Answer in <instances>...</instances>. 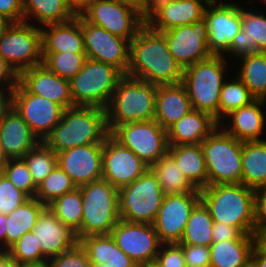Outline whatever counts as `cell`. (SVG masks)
Instances as JSON below:
<instances>
[{
  "label": "cell",
  "mask_w": 266,
  "mask_h": 267,
  "mask_svg": "<svg viewBox=\"0 0 266 267\" xmlns=\"http://www.w3.org/2000/svg\"><path fill=\"white\" fill-rule=\"evenodd\" d=\"M126 75L156 85L177 84L183 69L170 53L165 35L143 25L130 41Z\"/></svg>",
  "instance_id": "cell-1"
},
{
  "label": "cell",
  "mask_w": 266,
  "mask_h": 267,
  "mask_svg": "<svg viewBox=\"0 0 266 267\" xmlns=\"http://www.w3.org/2000/svg\"><path fill=\"white\" fill-rule=\"evenodd\" d=\"M200 196L213 221L254 234V189L242 183L216 184L201 189Z\"/></svg>",
  "instance_id": "cell-2"
},
{
  "label": "cell",
  "mask_w": 266,
  "mask_h": 267,
  "mask_svg": "<svg viewBox=\"0 0 266 267\" xmlns=\"http://www.w3.org/2000/svg\"><path fill=\"white\" fill-rule=\"evenodd\" d=\"M106 109L75 106L67 108L45 143L56 153L92 143H103L109 135Z\"/></svg>",
  "instance_id": "cell-3"
},
{
  "label": "cell",
  "mask_w": 266,
  "mask_h": 267,
  "mask_svg": "<svg viewBox=\"0 0 266 267\" xmlns=\"http://www.w3.org/2000/svg\"><path fill=\"white\" fill-rule=\"evenodd\" d=\"M228 62L223 55H211L183 69L181 83L186 88L192 108L210 114L218 123L221 89L231 74Z\"/></svg>",
  "instance_id": "cell-4"
},
{
  "label": "cell",
  "mask_w": 266,
  "mask_h": 267,
  "mask_svg": "<svg viewBox=\"0 0 266 267\" xmlns=\"http://www.w3.org/2000/svg\"><path fill=\"white\" fill-rule=\"evenodd\" d=\"M158 85L124 75L118 82L106 108L107 128L154 120Z\"/></svg>",
  "instance_id": "cell-5"
},
{
  "label": "cell",
  "mask_w": 266,
  "mask_h": 267,
  "mask_svg": "<svg viewBox=\"0 0 266 267\" xmlns=\"http://www.w3.org/2000/svg\"><path fill=\"white\" fill-rule=\"evenodd\" d=\"M82 194V223L75 232L78 241L89 235L110 234L121 220L119 189L100 179L80 186Z\"/></svg>",
  "instance_id": "cell-6"
},
{
  "label": "cell",
  "mask_w": 266,
  "mask_h": 267,
  "mask_svg": "<svg viewBox=\"0 0 266 267\" xmlns=\"http://www.w3.org/2000/svg\"><path fill=\"white\" fill-rule=\"evenodd\" d=\"M123 76L116 67L87 58L82 69L70 80L74 106L106 109Z\"/></svg>",
  "instance_id": "cell-7"
},
{
  "label": "cell",
  "mask_w": 266,
  "mask_h": 267,
  "mask_svg": "<svg viewBox=\"0 0 266 267\" xmlns=\"http://www.w3.org/2000/svg\"><path fill=\"white\" fill-rule=\"evenodd\" d=\"M208 175V186L241 183L243 141L218 126L201 143Z\"/></svg>",
  "instance_id": "cell-8"
},
{
  "label": "cell",
  "mask_w": 266,
  "mask_h": 267,
  "mask_svg": "<svg viewBox=\"0 0 266 267\" xmlns=\"http://www.w3.org/2000/svg\"><path fill=\"white\" fill-rule=\"evenodd\" d=\"M165 194L149 168L134 182L119 189V216L130 223L153 224Z\"/></svg>",
  "instance_id": "cell-9"
},
{
  "label": "cell",
  "mask_w": 266,
  "mask_h": 267,
  "mask_svg": "<svg viewBox=\"0 0 266 267\" xmlns=\"http://www.w3.org/2000/svg\"><path fill=\"white\" fill-rule=\"evenodd\" d=\"M0 57L19 75L42 64L41 28L27 22L9 23L0 35Z\"/></svg>",
  "instance_id": "cell-10"
},
{
  "label": "cell",
  "mask_w": 266,
  "mask_h": 267,
  "mask_svg": "<svg viewBox=\"0 0 266 267\" xmlns=\"http://www.w3.org/2000/svg\"><path fill=\"white\" fill-rule=\"evenodd\" d=\"M110 134L149 167L168 153L167 130L156 120L118 125Z\"/></svg>",
  "instance_id": "cell-11"
},
{
  "label": "cell",
  "mask_w": 266,
  "mask_h": 267,
  "mask_svg": "<svg viewBox=\"0 0 266 267\" xmlns=\"http://www.w3.org/2000/svg\"><path fill=\"white\" fill-rule=\"evenodd\" d=\"M13 108L41 142L61 121L65 110L47 98L29 93L19 82L13 89Z\"/></svg>",
  "instance_id": "cell-12"
},
{
  "label": "cell",
  "mask_w": 266,
  "mask_h": 267,
  "mask_svg": "<svg viewBox=\"0 0 266 267\" xmlns=\"http://www.w3.org/2000/svg\"><path fill=\"white\" fill-rule=\"evenodd\" d=\"M82 34L86 58L112 65L124 75L129 67L130 41L87 22L82 17Z\"/></svg>",
  "instance_id": "cell-13"
},
{
  "label": "cell",
  "mask_w": 266,
  "mask_h": 267,
  "mask_svg": "<svg viewBox=\"0 0 266 267\" xmlns=\"http://www.w3.org/2000/svg\"><path fill=\"white\" fill-rule=\"evenodd\" d=\"M80 15L87 22L129 41L144 25L139 13L116 0H95Z\"/></svg>",
  "instance_id": "cell-14"
},
{
  "label": "cell",
  "mask_w": 266,
  "mask_h": 267,
  "mask_svg": "<svg viewBox=\"0 0 266 267\" xmlns=\"http://www.w3.org/2000/svg\"><path fill=\"white\" fill-rule=\"evenodd\" d=\"M150 167L111 134L103 142L102 179L120 189L131 184Z\"/></svg>",
  "instance_id": "cell-15"
},
{
  "label": "cell",
  "mask_w": 266,
  "mask_h": 267,
  "mask_svg": "<svg viewBox=\"0 0 266 267\" xmlns=\"http://www.w3.org/2000/svg\"><path fill=\"white\" fill-rule=\"evenodd\" d=\"M200 193L166 194L153 223L161 243H179Z\"/></svg>",
  "instance_id": "cell-16"
},
{
  "label": "cell",
  "mask_w": 266,
  "mask_h": 267,
  "mask_svg": "<svg viewBox=\"0 0 266 267\" xmlns=\"http://www.w3.org/2000/svg\"><path fill=\"white\" fill-rule=\"evenodd\" d=\"M208 47L213 55H223L242 29L241 3L208 4L204 12Z\"/></svg>",
  "instance_id": "cell-17"
},
{
  "label": "cell",
  "mask_w": 266,
  "mask_h": 267,
  "mask_svg": "<svg viewBox=\"0 0 266 267\" xmlns=\"http://www.w3.org/2000/svg\"><path fill=\"white\" fill-rule=\"evenodd\" d=\"M162 33L168 42L170 53L182 69L213 55L208 47V31L204 18Z\"/></svg>",
  "instance_id": "cell-18"
},
{
  "label": "cell",
  "mask_w": 266,
  "mask_h": 267,
  "mask_svg": "<svg viewBox=\"0 0 266 267\" xmlns=\"http://www.w3.org/2000/svg\"><path fill=\"white\" fill-rule=\"evenodd\" d=\"M110 235L116 245L136 264L155 261L161 242L153 224L120 220Z\"/></svg>",
  "instance_id": "cell-19"
},
{
  "label": "cell",
  "mask_w": 266,
  "mask_h": 267,
  "mask_svg": "<svg viewBox=\"0 0 266 267\" xmlns=\"http://www.w3.org/2000/svg\"><path fill=\"white\" fill-rule=\"evenodd\" d=\"M103 143L77 146L57 153V164L80 187L102 179Z\"/></svg>",
  "instance_id": "cell-20"
},
{
  "label": "cell",
  "mask_w": 266,
  "mask_h": 267,
  "mask_svg": "<svg viewBox=\"0 0 266 267\" xmlns=\"http://www.w3.org/2000/svg\"><path fill=\"white\" fill-rule=\"evenodd\" d=\"M32 232L36 234L46 261L70 250L79 242L75 232L64 225L47 206L39 214Z\"/></svg>",
  "instance_id": "cell-21"
},
{
  "label": "cell",
  "mask_w": 266,
  "mask_h": 267,
  "mask_svg": "<svg viewBox=\"0 0 266 267\" xmlns=\"http://www.w3.org/2000/svg\"><path fill=\"white\" fill-rule=\"evenodd\" d=\"M18 82L29 93L47 98L64 109L75 107L71 96L70 80L49 71L43 64L22 71Z\"/></svg>",
  "instance_id": "cell-22"
},
{
  "label": "cell",
  "mask_w": 266,
  "mask_h": 267,
  "mask_svg": "<svg viewBox=\"0 0 266 267\" xmlns=\"http://www.w3.org/2000/svg\"><path fill=\"white\" fill-rule=\"evenodd\" d=\"M266 100L255 99L228 114L219 126L229 135L240 141H262L266 129V116L262 109L266 108Z\"/></svg>",
  "instance_id": "cell-23"
},
{
  "label": "cell",
  "mask_w": 266,
  "mask_h": 267,
  "mask_svg": "<svg viewBox=\"0 0 266 267\" xmlns=\"http://www.w3.org/2000/svg\"><path fill=\"white\" fill-rule=\"evenodd\" d=\"M42 53H85L82 34V16L41 27Z\"/></svg>",
  "instance_id": "cell-24"
},
{
  "label": "cell",
  "mask_w": 266,
  "mask_h": 267,
  "mask_svg": "<svg viewBox=\"0 0 266 267\" xmlns=\"http://www.w3.org/2000/svg\"><path fill=\"white\" fill-rule=\"evenodd\" d=\"M0 142L5 154L11 159L22 158L40 141L12 107L0 121Z\"/></svg>",
  "instance_id": "cell-25"
},
{
  "label": "cell",
  "mask_w": 266,
  "mask_h": 267,
  "mask_svg": "<svg viewBox=\"0 0 266 267\" xmlns=\"http://www.w3.org/2000/svg\"><path fill=\"white\" fill-rule=\"evenodd\" d=\"M218 126L210 114L193 109L167 129L168 143L201 144Z\"/></svg>",
  "instance_id": "cell-26"
},
{
  "label": "cell",
  "mask_w": 266,
  "mask_h": 267,
  "mask_svg": "<svg viewBox=\"0 0 266 267\" xmlns=\"http://www.w3.org/2000/svg\"><path fill=\"white\" fill-rule=\"evenodd\" d=\"M191 110L192 104L182 83L158 85L154 120L164 129L167 130Z\"/></svg>",
  "instance_id": "cell-27"
},
{
  "label": "cell",
  "mask_w": 266,
  "mask_h": 267,
  "mask_svg": "<svg viewBox=\"0 0 266 267\" xmlns=\"http://www.w3.org/2000/svg\"><path fill=\"white\" fill-rule=\"evenodd\" d=\"M207 5L203 0H174L147 25L157 32H166L178 26L190 25L204 18Z\"/></svg>",
  "instance_id": "cell-28"
},
{
  "label": "cell",
  "mask_w": 266,
  "mask_h": 267,
  "mask_svg": "<svg viewBox=\"0 0 266 267\" xmlns=\"http://www.w3.org/2000/svg\"><path fill=\"white\" fill-rule=\"evenodd\" d=\"M168 153L196 189L201 190L208 186V175L201 144L169 145Z\"/></svg>",
  "instance_id": "cell-29"
},
{
  "label": "cell",
  "mask_w": 266,
  "mask_h": 267,
  "mask_svg": "<svg viewBox=\"0 0 266 267\" xmlns=\"http://www.w3.org/2000/svg\"><path fill=\"white\" fill-rule=\"evenodd\" d=\"M255 239H230L213 242L210 248V267H250Z\"/></svg>",
  "instance_id": "cell-30"
},
{
  "label": "cell",
  "mask_w": 266,
  "mask_h": 267,
  "mask_svg": "<svg viewBox=\"0 0 266 267\" xmlns=\"http://www.w3.org/2000/svg\"><path fill=\"white\" fill-rule=\"evenodd\" d=\"M23 21L37 27L63 23L76 15L67 0H23Z\"/></svg>",
  "instance_id": "cell-31"
},
{
  "label": "cell",
  "mask_w": 266,
  "mask_h": 267,
  "mask_svg": "<svg viewBox=\"0 0 266 267\" xmlns=\"http://www.w3.org/2000/svg\"><path fill=\"white\" fill-rule=\"evenodd\" d=\"M241 183L252 189L266 187V140L244 141Z\"/></svg>",
  "instance_id": "cell-32"
},
{
  "label": "cell",
  "mask_w": 266,
  "mask_h": 267,
  "mask_svg": "<svg viewBox=\"0 0 266 267\" xmlns=\"http://www.w3.org/2000/svg\"><path fill=\"white\" fill-rule=\"evenodd\" d=\"M45 207L46 205L35 197L29 198L6 215L5 250L13 245L22 235L32 231L39 214Z\"/></svg>",
  "instance_id": "cell-33"
},
{
  "label": "cell",
  "mask_w": 266,
  "mask_h": 267,
  "mask_svg": "<svg viewBox=\"0 0 266 267\" xmlns=\"http://www.w3.org/2000/svg\"><path fill=\"white\" fill-rule=\"evenodd\" d=\"M239 68L233 72L255 99L266 100V52H256L238 58Z\"/></svg>",
  "instance_id": "cell-34"
},
{
  "label": "cell",
  "mask_w": 266,
  "mask_h": 267,
  "mask_svg": "<svg viewBox=\"0 0 266 267\" xmlns=\"http://www.w3.org/2000/svg\"><path fill=\"white\" fill-rule=\"evenodd\" d=\"M150 169L157 176L163 193L166 194H185L200 193L185 177L184 173L177 166L174 158L165 154Z\"/></svg>",
  "instance_id": "cell-35"
},
{
  "label": "cell",
  "mask_w": 266,
  "mask_h": 267,
  "mask_svg": "<svg viewBox=\"0 0 266 267\" xmlns=\"http://www.w3.org/2000/svg\"><path fill=\"white\" fill-rule=\"evenodd\" d=\"M213 219L208 208L200 201L192 210L179 244L209 247L212 239Z\"/></svg>",
  "instance_id": "cell-36"
},
{
  "label": "cell",
  "mask_w": 266,
  "mask_h": 267,
  "mask_svg": "<svg viewBox=\"0 0 266 267\" xmlns=\"http://www.w3.org/2000/svg\"><path fill=\"white\" fill-rule=\"evenodd\" d=\"M47 207L66 226L76 232L82 223L83 205L80 187L55 198Z\"/></svg>",
  "instance_id": "cell-37"
},
{
  "label": "cell",
  "mask_w": 266,
  "mask_h": 267,
  "mask_svg": "<svg viewBox=\"0 0 266 267\" xmlns=\"http://www.w3.org/2000/svg\"><path fill=\"white\" fill-rule=\"evenodd\" d=\"M225 80L219 98V123L232 111L249 105L255 98L237 77L232 75ZM234 77V78H232Z\"/></svg>",
  "instance_id": "cell-38"
},
{
  "label": "cell",
  "mask_w": 266,
  "mask_h": 267,
  "mask_svg": "<svg viewBox=\"0 0 266 267\" xmlns=\"http://www.w3.org/2000/svg\"><path fill=\"white\" fill-rule=\"evenodd\" d=\"M32 180L38 186L57 165V153L45 142H39L29 150L23 157Z\"/></svg>",
  "instance_id": "cell-39"
},
{
  "label": "cell",
  "mask_w": 266,
  "mask_h": 267,
  "mask_svg": "<svg viewBox=\"0 0 266 267\" xmlns=\"http://www.w3.org/2000/svg\"><path fill=\"white\" fill-rule=\"evenodd\" d=\"M241 5L242 29L248 38V55L266 52V15L262 11H251Z\"/></svg>",
  "instance_id": "cell-40"
},
{
  "label": "cell",
  "mask_w": 266,
  "mask_h": 267,
  "mask_svg": "<svg viewBox=\"0 0 266 267\" xmlns=\"http://www.w3.org/2000/svg\"><path fill=\"white\" fill-rule=\"evenodd\" d=\"M76 187L71 178L57 164L37 186L35 198L47 206L55 198L73 191Z\"/></svg>",
  "instance_id": "cell-41"
},
{
  "label": "cell",
  "mask_w": 266,
  "mask_h": 267,
  "mask_svg": "<svg viewBox=\"0 0 266 267\" xmlns=\"http://www.w3.org/2000/svg\"><path fill=\"white\" fill-rule=\"evenodd\" d=\"M42 64L61 78L71 80L83 67L85 53H42Z\"/></svg>",
  "instance_id": "cell-42"
},
{
  "label": "cell",
  "mask_w": 266,
  "mask_h": 267,
  "mask_svg": "<svg viewBox=\"0 0 266 267\" xmlns=\"http://www.w3.org/2000/svg\"><path fill=\"white\" fill-rule=\"evenodd\" d=\"M8 254L24 265L47 263L44 259L36 234L32 231L22 235L7 249Z\"/></svg>",
  "instance_id": "cell-43"
},
{
  "label": "cell",
  "mask_w": 266,
  "mask_h": 267,
  "mask_svg": "<svg viewBox=\"0 0 266 267\" xmlns=\"http://www.w3.org/2000/svg\"><path fill=\"white\" fill-rule=\"evenodd\" d=\"M6 176L17 189L24 192L29 198H34L37 186L34 184L31 172L23 158H11L4 168Z\"/></svg>",
  "instance_id": "cell-44"
},
{
  "label": "cell",
  "mask_w": 266,
  "mask_h": 267,
  "mask_svg": "<svg viewBox=\"0 0 266 267\" xmlns=\"http://www.w3.org/2000/svg\"><path fill=\"white\" fill-rule=\"evenodd\" d=\"M90 262L107 264L111 256V235H89L79 240Z\"/></svg>",
  "instance_id": "cell-45"
},
{
  "label": "cell",
  "mask_w": 266,
  "mask_h": 267,
  "mask_svg": "<svg viewBox=\"0 0 266 267\" xmlns=\"http://www.w3.org/2000/svg\"><path fill=\"white\" fill-rule=\"evenodd\" d=\"M28 199L6 176L0 175V213L7 215Z\"/></svg>",
  "instance_id": "cell-46"
},
{
  "label": "cell",
  "mask_w": 266,
  "mask_h": 267,
  "mask_svg": "<svg viewBox=\"0 0 266 267\" xmlns=\"http://www.w3.org/2000/svg\"><path fill=\"white\" fill-rule=\"evenodd\" d=\"M86 250L78 242L73 248L47 261L48 267H90Z\"/></svg>",
  "instance_id": "cell-47"
},
{
  "label": "cell",
  "mask_w": 266,
  "mask_h": 267,
  "mask_svg": "<svg viewBox=\"0 0 266 267\" xmlns=\"http://www.w3.org/2000/svg\"><path fill=\"white\" fill-rule=\"evenodd\" d=\"M155 261L159 267H186L183 249L179 243H161Z\"/></svg>",
  "instance_id": "cell-48"
},
{
  "label": "cell",
  "mask_w": 266,
  "mask_h": 267,
  "mask_svg": "<svg viewBox=\"0 0 266 267\" xmlns=\"http://www.w3.org/2000/svg\"><path fill=\"white\" fill-rule=\"evenodd\" d=\"M186 267H210V248L201 245L180 244Z\"/></svg>",
  "instance_id": "cell-49"
},
{
  "label": "cell",
  "mask_w": 266,
  "mask_h": 267,
  "mask_svg": "<svg viewBox=\"0 0 266 267\" xmlns=\"http://www.w3.org/2000/svg\"><path fill=\"white\" fill-rule=\"evenodd\" d=\"M213 242H220L230 239H255L254 234H243L238 228L223 222L213 221L212 228Z\"/></svg>",
  "instance_id": "cell-50"
},
{
  "label": "cell",
  "mask_w": 266,
  "mask_h": 267,
  "mask_svg": "<svg viewBox=\"0 0 266 267\" xmlns=\"http://www.w3.org/2000/svg\"><path fill=\"white\" fill-rule=\"evenodd\" d=\"M23 0H0V16L9 23L23 22Z\"/></svg>",
  "instance_id": "cell-51"
},
{
  "label": "cell",
  "mask_w": 266,
  "mask_h": 267,
  "mask_svg": "<svg viewBox=\"0 0 266 267\" xmlns=\"http://www.w3.org/2000/svg\"><path fill=\"white\" fill-rule=\"evenodd\" d=\"M255 227L254 235L266 227V187L254 189Z\"/></svg>",
  "instance_id": "cell-52"
},
{
  "label": "cell",
  "mask_w": 266,
  "mask_h": 267,
  "mask_svg": "<svg viewBox=\"0 0 266 267\" xmlns=\"http://www.w3.org/2000/svg\"><path fill=\"white\" fill-rule=\"evenodd\" d=\"M228 55V56H227ZM248 55V38L246 31L241 29L230 43L228 50L223 56L228 60L236 61V59ZM231 56V57H230Z\"/></svg>",
  "instance_id": "cell-53"
},
{
  "label": "cell",
  "mask_w": 266,
  "mask_h": 267,
  "mask_svg": "<svg viewBox=\"0 0 266 267\" xmlns=\"http://www.w3.org/2000/svg\"><path fill=\"white\" fill-rule=\"evenodd\" d=\"M19 75L0 57V89L13 90L18 84Z\"/></svg>",
  "instance_id": "cell-54"
},
{
  "label": "cell",
  "mask_w": 266,
  "mask_h": 267,
  "mask_svg": "<svg viewBox=\"0 0 266 267\" xmlns=\"http://www.w3.org/2000/svg\"><path fill=\"white\" fill-rule=\"evenodd\" d=\"M107 264L111 267H136V263L127 256L115 243L111 236V256Z\"/></svg>",
  "instance_id": "cell-55"
},
{
  "label": "cell",
  "mask_w": 266,
  "mask_h": 267,
  "mask_svg": "<svg viewBox=\"0 0 266 267\" xmlns=\"http://www.w3.org/2000/svg\"><path fill=\"white\" fill-rule=\"evenodd\" d=\"M174 0H147L146 6L140 14V20L147 25L162 9Z\"/></svg>",
  "instance_id": "cell-56"
},
{
  "label": "cell",
  "mask_w": 266,
  "mask_h": 267,
  "mask_svg": "<svg viewBox=\"0 0 266 267\" xmlns=\"http://www.w3.org/2000/svg\"><path fill=\"white\" fill-rule=\"evenodd\" d=\"M13 107V90L0 89V121Z\"/></svg>",
  "instance_id": "cell-57"
},
{
  "label": "cell",
  "mask_w": 266,
  "mask_h": 267,
  "mask_svg": "<svg viewBox=\"0 0 266 267\" xmlns=\"http://www.w3.org/2000/svg\"><path fill=\"white\" fill-rule=\"evenodd\" d=\"M250 267H266V252L255 245L252 256Z\"/></svg>",
  "instance_id": "cell-58"
},
{
  "label": "cell",
  "mask_w": 266,
  "mask_h": 267,
  "mask_svg": "<svg viewBox=\"0 0 266 267\" xmlns=\"http://www.w3.org/2000/svg\"><path fill=\"white\" fill-rule=\"evenodd\" d=\"M95 0H67V4L73 13L80 15Z\"/></svg>",
  "instance_id": "cell-59"
},
{
  "label": "cell",
  "mask_w": 266,
  "mask_h": 267,
  "mask_svg": "<svg viewBox=\"0 0 266 267\" xmlns=\"http://www.w3.org/2000/svg\"><path fill=\"white\" fill-rule=\"evenodd\" d=\"M0 267H23V264L11 257L7 250H0Z\"/></svg>",
  "instance_id": "cell-60"
},
{
  "label": "cell",
  "mask_w": 266,
  "mask_h": 267,
  "mask_svg": "<svg viewBox=\"0 0 266 267\" xmlns=\"http://www.w3.org/2000/svg\"><path fill=\"white\" fill-rule=\"evenodd\" d=\"M123 5L129 6L134 9L137 13L141 14L146 6L147 0H116Z\"/></svg>",
  "instance_id": "cell-61"
},
{
  "label": "cell",
  "mask_w": 266,
  "mask_h": 267,
  "mask_svg": "<svg viewBox=\"0 0 266 267\" xmlns=\"http://www.w3.org/2000/svg\"><path fill=\"white\" fill-rule=\"evenodd\" d=\"M256 245L266 252V227L255 234Z\"/></svg>",
  "instance_id": "cell-62"
},
{
  "label": "cell",
  "mask_w": 266,
  "mask_h": 267,
  "mask_svg": "<svg viewBox=\"0 0 266 267\" xmlns=\"http://www.w3.org/2000/svg\"><path fill=\"white\" fill-rule=\"evenodd\" d=\"M6 214L0 213V250H5Z\"/></svg>",
  "instance_id": "cell-63"
},
{
  "label": "cell",
  "mask_w": 266,
  "mask_h": 267,
  "mask_svg": "<svg viewBox=\"0 0 266 267\" xmlns=\"http://www.w3.org/2000/svg\"><path fill=\"white\" fill-rule=\"evenodd\" d=\"M9 161V158L5 154L3 147L0 142V175L3 174L4 168L6 167L7 162Z\"/></svg>",
  "instance_id": "cell-64"
},
{
  "label": "cell",
  "mask_w": 266,
  "mask_h": 267,
  "mask_svg": "<svg viewBox=\"0 0 266 267\" xmlns=\"http://www.w3.org/2000/svg\"><path fill=\"white\" fill-rule=\"evenodd\" d=\"M136 267H159L156 261L137 264Z\"/></svg>",
  "instance_id": "cell-65"
},
{
  "label": "cell",
  "mask_w": 266,
  "mask_h": 267,
  "mask_svg": "<svg viewBox=\"0 0 266 267\" xmlns=\"http://www.w3.org/2000/svg\"><path fill=\"white\" fill-rule=\"evenodd\" d=\"M8 24L9 22L0 16V35L2 34L3 30L7 27Z\"/></svg>",
  "instance_id": "cell-66"
},
{
  "label": "cell",
  "mask_w": 266,
  "mask_h": 267,
  "mask_svg": "<svg viewBox=\"0 0 266 267\" xmlns=\"http://www.w3.org/2000/svg\"><path fill=\"white\" fill-rule=\"evenodd\" d=\"M205 1L207 4H216V3H228V2H232V0H203Z\"/></svg>",
  "instance_id": "cell-67"
},
{
  "label": "cell",
  "mask_w": 266,
  "mask_h": 267,
  "mask_svg": "<svg viewBox=\"0 0 266 267\" xmlns=\"http://www.w3.org/2000/svg\"><path fill=\"white\" fill-rule=\"evenodd\" d=\"M90 267H111V266H109L108 264L91 262Z\"/></svg>",
  "instance_id": "cell-68"
},
{
  "label": "cell",
  "mask_w": 266,
  "mask_h": 267,
  "mask_svg": "<svg viewBox=\"0 0 266 267\" xmlns=\"http://www.w3.org/2000/svg\"><path fill=\"white\" fill-rule=\"evenodd\" d=\"M23 267H48L47 263H43V264H30V265H24Z\"/></svg>",
  "instance_id": "cell-69"
},
{
  "label": "cell",
  "mask_w": 266,
  "mask_h": 267,
  "mask_svg": "<svg viewBox=\"0 0 266 267\" xmlns=\"http://www.w3.org/2000/svg\"><path fill=\"white\" fill-rule=\"evenodd\" d=\"M257 1H259V0H256L255 2H257ZM260 1H261V3H263V5L266 4V0H260Z\"/></svg>",
  "instance_id": "cell-70"
}]
</instances>
